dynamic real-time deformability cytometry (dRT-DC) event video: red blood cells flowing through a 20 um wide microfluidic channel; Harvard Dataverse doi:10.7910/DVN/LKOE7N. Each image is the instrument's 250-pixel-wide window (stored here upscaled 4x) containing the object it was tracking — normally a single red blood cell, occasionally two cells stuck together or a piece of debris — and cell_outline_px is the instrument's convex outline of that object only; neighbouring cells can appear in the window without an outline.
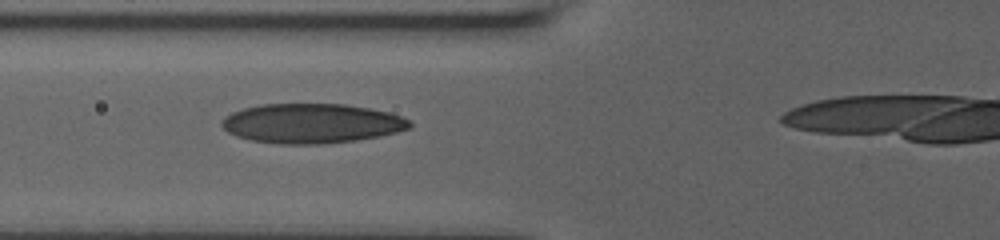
{"species": "human", "species_latin": "Homo sapiens", "temperature_condition": "room temperature", "stored_images_in_passage": 40, "camera_frame_rate_fps": 3000, "um_per_image_px": 0.085, "donor": {"sex": "male"}, "frame": {"image": 1, "passage_image": 12, "time_ms": 3.667, "image_size_px": [1000, 240], "cell_outline_px": [[412, 128], [380, 136], [356, 140], [324, 144], [280, 144], [252, 140], [236, 136], [228, 132], [220, 124], [220, 120], [224, 116], [232, 112], [244, 108], [260, 104], [344, 104], [368, 108], [388, 112], [400, 116], [408, 120], [412, 124]], "centroid_in_image_um": [26.46, 10.49], "position_along_channel_um": 99.3, "area_um2": 43.47}}
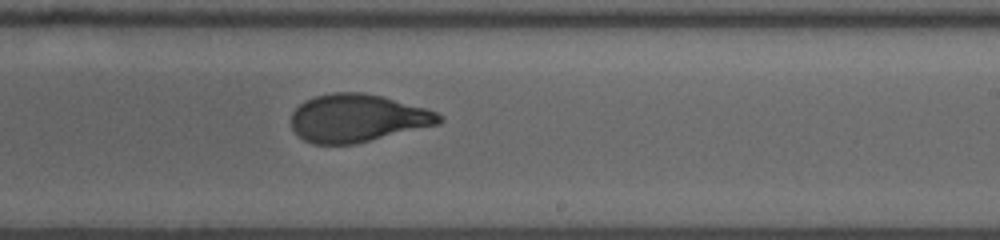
{"frame": {"image": 2, "passage_image": 25, "time_ms": 8.0, "image_size_px": [1000, 240], "cell_outline_px": [[444, 120], [440, 124], [356, 144], [312, 144], [304, 140], [292, 128], [292, 112], [304, 100], [316, 96], [332, 92], [364, 92], [428, 108], [444, 116]], "centroid_in_image_um": [30.42, 10.04], "position_along_channel_um": 258.6, "area_um2": 41.44}}
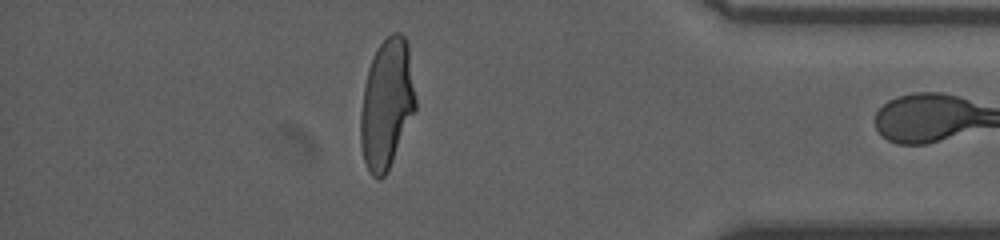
{"frame": {"image": 3, "passage_image": 39, "time_ms": 12.667, "image_size_px": [1000, 240], "cell_outline_px": [[416, 108], [392, 160], [384, 176], [380, 180], [376, 180], [368, 172], [364, 160], [360, 144], [360, 112], [364, 88], [368, 68], [376, 48], [392, 32], [400, 32], [408, 40], [416, 100]], "centroid_in_image_um": [32.86, 8.8], "position_along_channel_um": 402.3, "area_um2": 41.56}}